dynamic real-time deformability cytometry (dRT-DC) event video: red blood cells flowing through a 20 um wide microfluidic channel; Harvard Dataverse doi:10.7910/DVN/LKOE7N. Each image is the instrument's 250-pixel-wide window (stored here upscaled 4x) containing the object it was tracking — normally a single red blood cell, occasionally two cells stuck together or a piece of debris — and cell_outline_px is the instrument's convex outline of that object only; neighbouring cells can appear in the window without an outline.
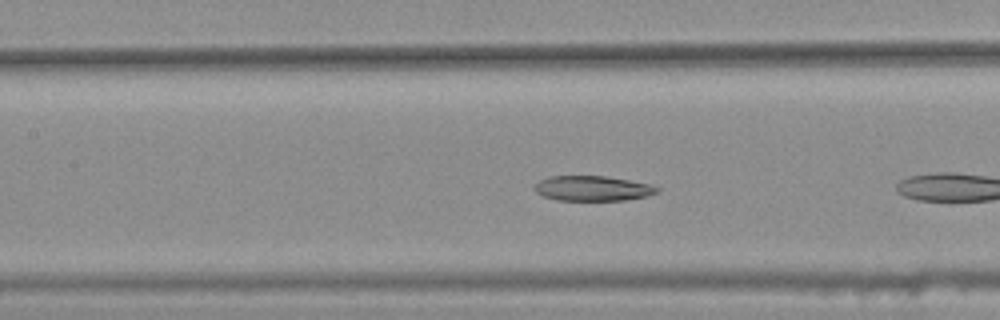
{"species": "common noctule bat (a hibernating species)", "species_latin": "Nyctalus noctula", "temperature_condition": "warm", "stored_images_in_passage": 9, "camera_frame_rate_fps": 3000, "um_per_image_px": 0.085, "animal": {"sex": "female", "body_mass_g": 25.1}, "frame": {"image": 1, "passage_image": 8, "time_ms": 2.333, "image_size_px": [1000, 320], "cell_outline_px": [[660, 192], [644, 196], [624, 200], [556, 200], [544, 196], [536, 192], [536, 184], [540, 180], [548, 176], [604, 176], [628, 180], [648, 184], [660, 188]], "centroid_in_image_um": [50.37, 16.01], "position_along_channel_um": 157.0, "area_um2": 17.63}}